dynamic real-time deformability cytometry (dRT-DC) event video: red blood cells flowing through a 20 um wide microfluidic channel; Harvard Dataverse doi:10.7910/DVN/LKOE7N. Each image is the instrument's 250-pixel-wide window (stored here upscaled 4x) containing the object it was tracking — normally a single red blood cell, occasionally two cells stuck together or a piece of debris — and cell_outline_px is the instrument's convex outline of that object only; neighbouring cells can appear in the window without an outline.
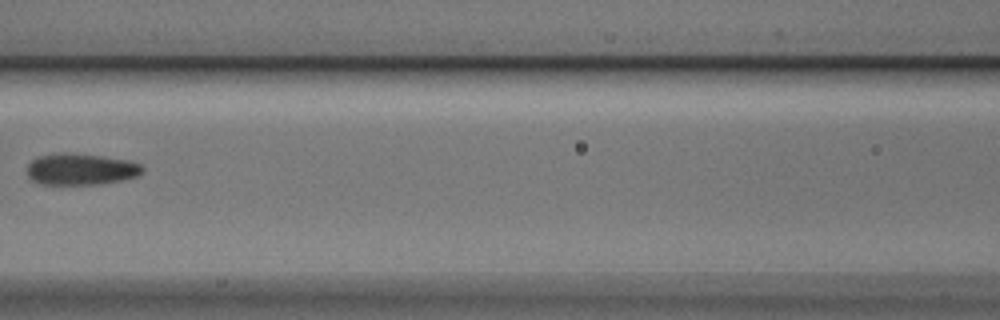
{"species": "Egyptian fruit bat (a non-hibernating species)", "species_latin": "Rousettus aegyptiacus", "temperature_condition": "cold", "stored_images_in_passage": 8, "camera_frame_rate_fps": 3000, "um_per_image_px": 0.085, "animal": {"sex": "male"}, "frame": {"image": 1, "passage_image": 8, "time_ms": 2.333, "image_size_px": [1000, 320], "cell_outline_px": [[144, 168], [140, 176], [100, 184], [40, 184], [28, 180], [28, 164], [32, 160], [40, 156], [60, 152], [64, 152], [100, 156], [128, 160], [140, 164]], "centroid_in_image_um": [6.85, 14.39], "position_along_channel_um": 159.7, "area_um2": 21.21}}